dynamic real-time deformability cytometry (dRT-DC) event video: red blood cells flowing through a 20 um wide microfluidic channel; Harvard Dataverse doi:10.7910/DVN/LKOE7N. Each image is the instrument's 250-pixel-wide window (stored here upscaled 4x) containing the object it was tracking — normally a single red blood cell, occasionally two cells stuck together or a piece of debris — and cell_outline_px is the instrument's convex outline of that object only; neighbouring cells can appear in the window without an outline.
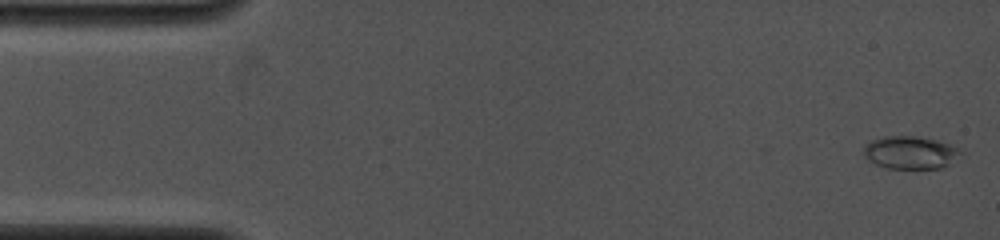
{"species": "common noctule bat (a hibernating species)", "species_latin": "Nyctalus noctula", "temperature_condition": "cold", "stored_images_in_passage": 52, "camera_frame_rate_fps": 4000, "um_per_image_px": 0.085, "animal": {"sex": "female", "body_mass_g": 19.0, "forearm_length_mm": 53.3}, "frame": {"image": 1, "passage_image": 1, "time_ms": 0.0, "image_size_px": [1000, 240], "cell_outline_px": [[964, 152], [948, 164], [940, 168], [888, 168], [876, 164], [868, 160], [864, 156], [864, 144], [872, 140], [884, 136], [916, 136], [936, 140], [948, 144]], "centroid_in_image_um": [77.34, 12.96], "position_along_channel_um": 7.7, "area_um2": 18.32}}
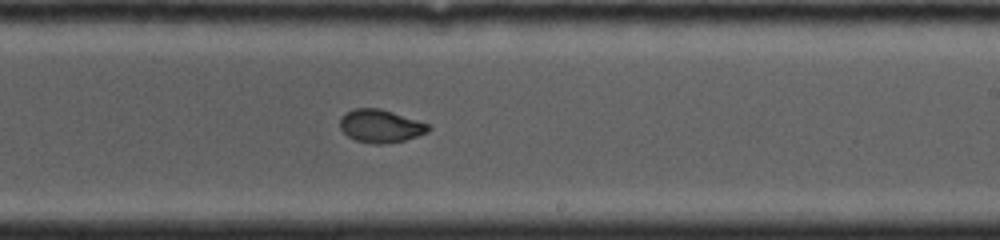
{"frame": {"image": 2, "passage_image": 33, "time_ms": 9.0, "image_size_px": [1000, 240], "cell_outline_px": [[432, 128], [428, 132], [404, 140], [384, 144], [372, 144], [356, 140], [348, 136], [340, 128], [340, 120], [348, 112], [356, 108], [380, 108], [428, 124]], "centroid_in_image_um": [32.35, 10.72], "position_along_channel_um": 256.6, "area_um2": 16.7}}
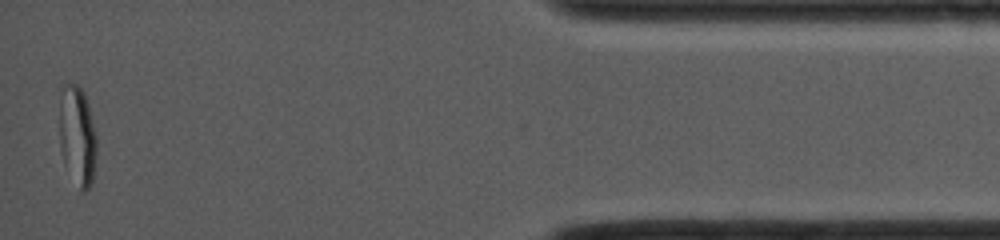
{"frame": {"image": 3, "passage_image": 52, "time_ms": 14.5, "image_size_px": [1000, 240], "cell_outline_px": [[96, 156], [92, 184], [84, 192], [80, 192], [64, 164], [60, 148], [60, 100], [64, 84], [76, 84], [84, 92], [88, 104], [96, 132]], "centroid_in_image_um": [6.59, 11.59], "position_along_channel_um": 428.6, "area_um2": 21.73}, "authors_computed_cell_mechanics": {"area_um2": 17.8602, "velocity_mm_per_s": 4.1729, "shape_relaxation_time_tau1_ms": 7.7229, "shape_relaxation_time_tau2_ms": null, "deformation_change_tau1": 0.2393, "deformation_change_tau2": null}}